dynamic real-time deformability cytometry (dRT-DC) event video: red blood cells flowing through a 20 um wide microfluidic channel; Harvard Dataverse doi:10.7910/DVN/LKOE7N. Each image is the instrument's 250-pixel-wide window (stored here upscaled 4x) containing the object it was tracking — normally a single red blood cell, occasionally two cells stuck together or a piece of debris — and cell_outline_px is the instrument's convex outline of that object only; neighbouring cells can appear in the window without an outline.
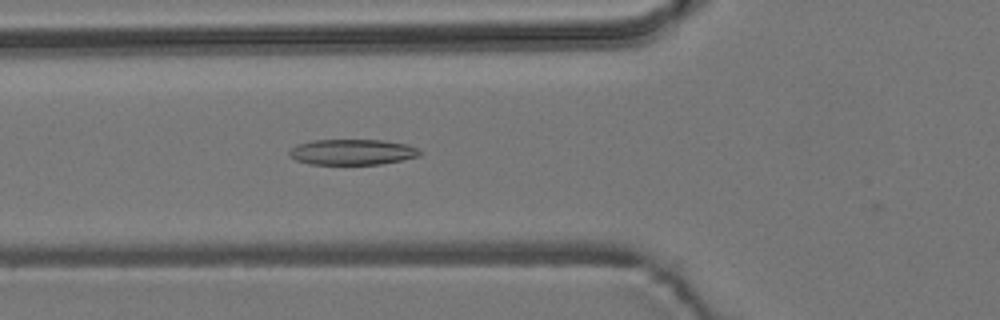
{"species": "common noctule bat (a hibernating species)", "species_latin": "Nyctalus noctula", "temperature_condition": "room temperature", "stored_images_in_passage": 4, "camera_frame_rate_fps": 3000, "um_per_image_px": 0.085, "animal": {"sex": "male", "body_mass_g": 19.2, "forearm_length_mm": 51.8}, "frame": {"image": 1, "passage_image": 3, "time_ms": 0.667, "image_size_px": [1000, 320], "cell_outline_px": [[424, 152], [420, 156], [380, 164], [308, 164], [296, 160], [288, 152], [296, 144], [312, 140], [380, 140], [408, 144], [420, 148]], "centroid_in_image_um": [29.99, 12.91], "position_along_channel_um": 95.8, "area_um2": 19.59}}